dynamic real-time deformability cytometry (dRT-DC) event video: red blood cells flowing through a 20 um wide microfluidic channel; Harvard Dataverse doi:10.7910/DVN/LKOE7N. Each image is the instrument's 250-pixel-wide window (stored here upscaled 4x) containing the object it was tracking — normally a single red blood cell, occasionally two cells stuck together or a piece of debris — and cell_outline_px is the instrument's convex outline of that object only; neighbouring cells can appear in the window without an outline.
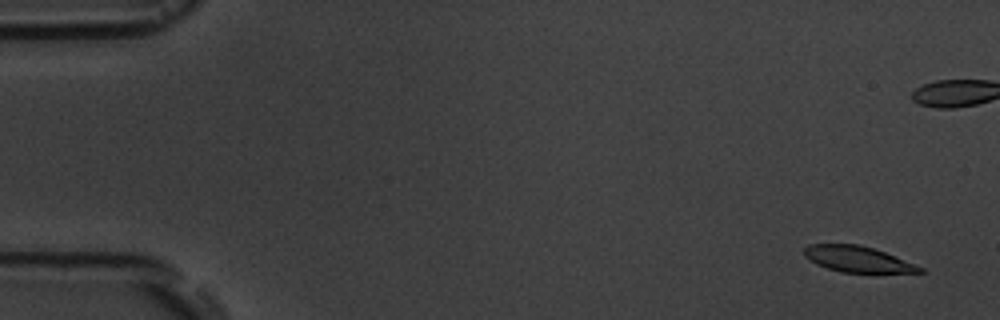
{"species": "common noctule bat (a hibernating species)", "species_latin": "Nyctalus noctula", "temperature_condition": "room temperature", "stored_images_in_passage": 8, "camera_frame_rate_fps": 3000, "um_per_image_px": 0.085, "animal": {"sex": "male", "body_mass_g": 19.5, "forearm_length_mm": 54.6}, "frame": {"image": 1, "passage_image": 1, "time_ms": 0.0, "image_size_px": [1000, 320], "cell_outline_px": [[924, 272], [840, 272], [816, 264], [804, 256], [804, 248], [808, 244], [860, 244], [884, 252], [924, 268]], "centroid_in_image_um": [72.84, 22.02], "position_along_channel_um": 12.2, "area_um2": 17.17}}
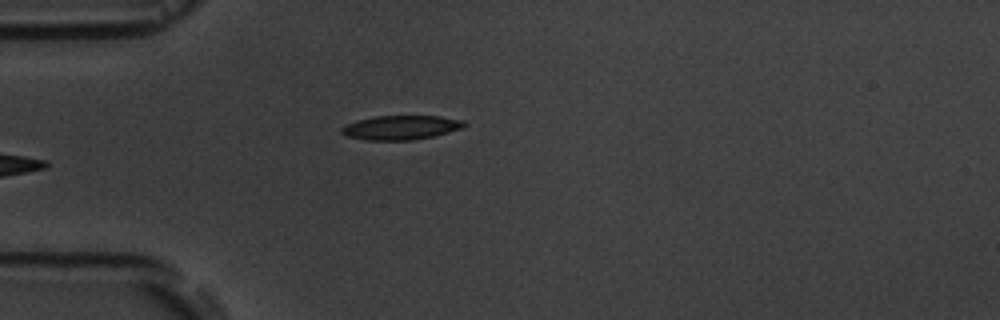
{"frame": {"image": 2, "passage_image": 6, "time_ms": 5.667, "image_size_px": [1000, 320], "cell_outline_px": [[468, 124], [464, 128], [432, 136], [412, 140], [364, 140], [348, 136], [340, 132], [340, 128], [356, 120], [376, 116], [440, 116], [464, 120]], "centroid_in_image_um": [34.1, 10.83], "position_along_channel_um": 50.9, "area_um2": 17.34}}
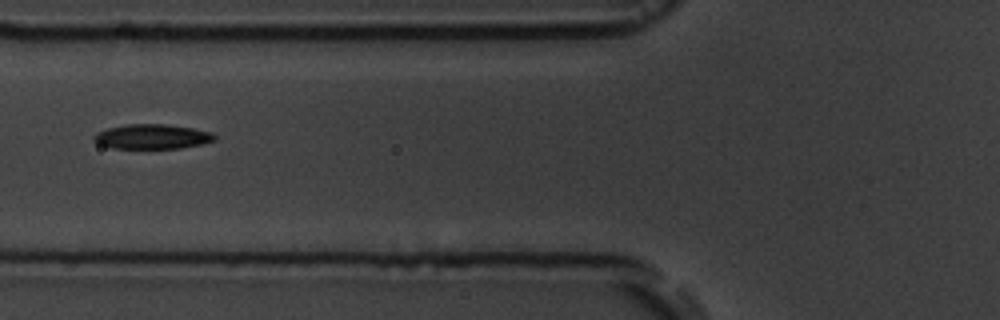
{"frame": {"image": 3, "passage_image": 8, "time_ms": 7.667, "image_size_px": [1000, 320], "cell_outline_px": [[216, 140], [200, 144], [180, 148], [112, 148], [100, 144], [92, 140], [92, 136], [96, 132], [108, 128], [128, 124], [164, 124], [192, 128], [212, 132], [216, 136]], "centroid_in_image_um": [12.91, 11.61], "position_along_channel_um": 112.9, "area_um2": 17.34}}